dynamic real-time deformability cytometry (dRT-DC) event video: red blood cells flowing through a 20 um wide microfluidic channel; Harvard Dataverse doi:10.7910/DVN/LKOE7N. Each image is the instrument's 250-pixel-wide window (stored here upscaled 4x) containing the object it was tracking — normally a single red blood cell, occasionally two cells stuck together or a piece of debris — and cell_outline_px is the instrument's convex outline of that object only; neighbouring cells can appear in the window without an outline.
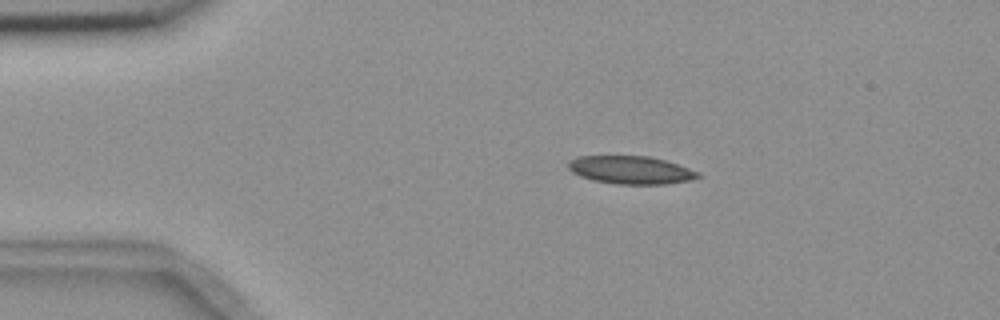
{"species": "common noctule bat (a hibernating species)", "species_latin": "Nyctalus noctula", "temperature_condition": "room temperature", "stored_images_in_passage": 2, "camera_frame_rate_fps": 3000, "um_per_image_px": 0.085, "animal": {"sex": "female", "body_mass_g": 18.4}, "frame": {"image": 1, "passage_image": 2, "time_ms": 1.333, "image_size_px": [1000, 320], "cell_outline_px": [[704, 176], [692, 180], [664, 184], [616, 184], [592, 180], [580, 176], [572, 172], [568, 168], [568, 164], [572, 160], [580, 156], [648, 156], [664, 160], [700, 172]], "centroid_in_image_um": [53.65, 14.46], "position_along_channel_um": 31.3, "area_um2": 21.1}}